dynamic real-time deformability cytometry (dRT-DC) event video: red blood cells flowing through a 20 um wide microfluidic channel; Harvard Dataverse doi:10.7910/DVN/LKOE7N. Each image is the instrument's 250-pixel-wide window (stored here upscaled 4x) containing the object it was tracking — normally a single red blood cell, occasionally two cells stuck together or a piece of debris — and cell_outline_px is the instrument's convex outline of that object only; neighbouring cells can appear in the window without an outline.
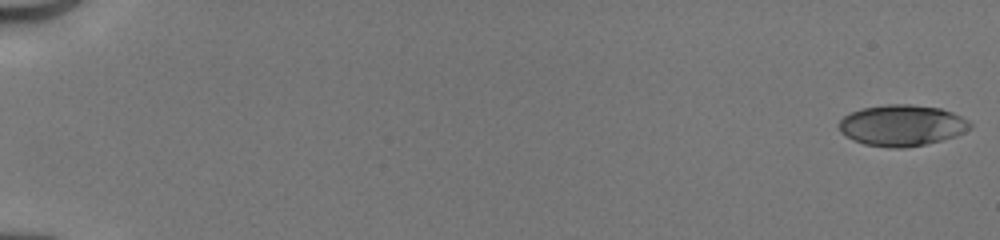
{"species": "human", "species_latin": "Homo sapiens", "temperature_condition": "cold", "stored_images_in_passage": 51, "camera_frame_rate_fps": 3000, "um_per_image_px": 0.085, "donor": {"sex": "male"}, "frame": {"image": 1, "passage_image": 1, "time_ms": 0.0, "image_size_px": [1000, 240], "cell_outline_px": [[972, 128], [956, 136], [924, 144], [904, 148], [888, 148], [864, 144], [852, 140], [840, 132], [836, 124], [844, 116], [852, 112], [864, 108], [888, 104], [912, 104], [940, 108], [952, 112], [968, 120], [972, 124]], "centroid_in_image_um": [76.65, 10.66], "position_along_channel_um": 8.4, "area_um2": 31.56}}
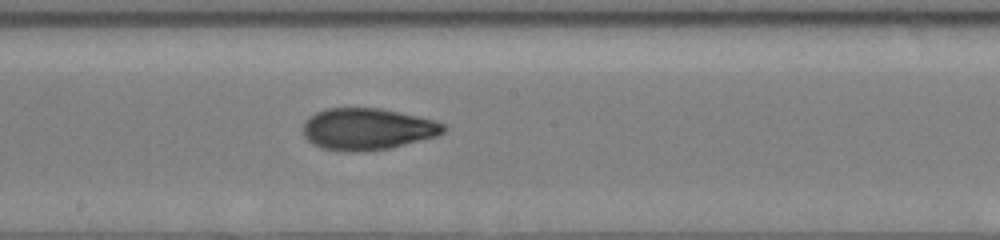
{"frame": {"image": 2, "passage_image": 30, "time_ms": 9.667, "image_size_px": [1000, 240], "cell_outline_px": [[448, 128], [440, 136], [388, 148], [364, 152], [348, 152], [320, 148], [312, 144], [304, 136], [304, 120], [308, 116], [324, 108], [380, 108], [436, 120], [448, 124]], "centroid_in_image_um": [31.26, 10.97], "position_along_channel_um": 216.9, "area_um2": 34.68}}
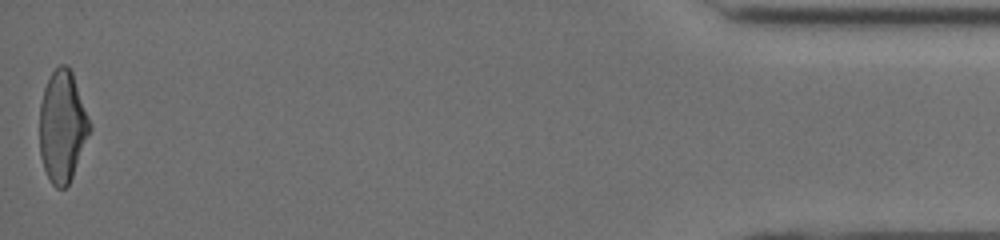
{"frame": {"image": 3, "passage_image": 51, "time_ms": 16.667, "image_size_px": [1000, 240], "cell_outline_px": [[92, 128], [72, 176], [68, 184], [64, 188], [56, 188], [52, 184], [44, 168], [40, 156], [40, 104], [44, 88], [52, 72], [60, 64], [68, 64], [72, 72], [92, 124]], "centroid_in_image_um": [5.31, 10.73], "position_along_channel_um": 429.9, "area_um2": 32.48}, "authors_computed_cell_mechanics": {"area_um2": 32.7148, "velocity_mm_per_s": 4.1751, "shape_relaxation_time_tau1_ms": 4.657, "shape_relaxation_time_tau2_ms": 1.8538, "deformation_change_tau1": 0.1881, "deformation_change_tau2": 0.0772}}